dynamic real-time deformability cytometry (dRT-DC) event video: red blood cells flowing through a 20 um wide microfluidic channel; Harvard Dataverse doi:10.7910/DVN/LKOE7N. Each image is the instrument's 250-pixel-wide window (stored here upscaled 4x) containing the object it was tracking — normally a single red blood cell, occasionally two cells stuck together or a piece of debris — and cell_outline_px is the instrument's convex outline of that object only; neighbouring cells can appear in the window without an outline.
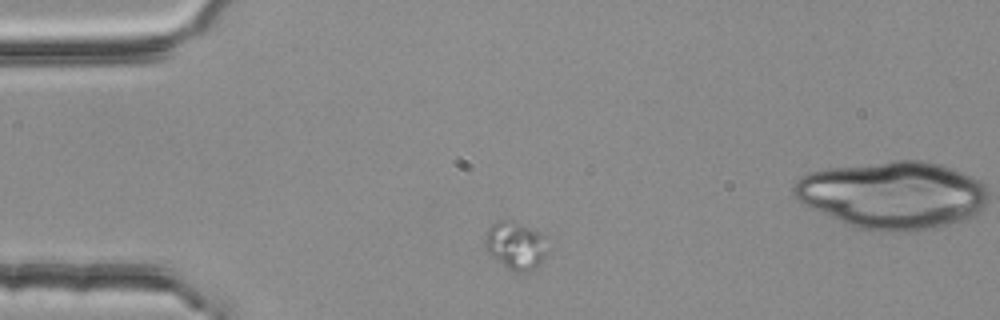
{"species": "common noctule bat (a hibernating species)", "species_latin": "Nyctalus noctula", "temperature_condition": "room temperature", "stored_images_in_passage": 5, "camera_frame_rate_fps": 3000, "um_per_image_px": 0.085, "animal": {"sex": "female", "body_mass_g": 25.1}, "frame": {"image": 1, "passage_image": 1, "time_ms": 0.0, "image_size_px": [1000, 320], "cell_outline_px": [[544, 256], [540, 264], [536, 268], [524, 272], [516, 272], [508, 268], [492, 256], [484, 248], [484, 240], [488, 228], [492, 224], [500, 220], [508, 220], [532, 228], [540, 232], [544, 236]], "centroid_in_image_um": [43.78, 20.86], "position_along_channel_um": 41.2, "area_um2": 17.05}}